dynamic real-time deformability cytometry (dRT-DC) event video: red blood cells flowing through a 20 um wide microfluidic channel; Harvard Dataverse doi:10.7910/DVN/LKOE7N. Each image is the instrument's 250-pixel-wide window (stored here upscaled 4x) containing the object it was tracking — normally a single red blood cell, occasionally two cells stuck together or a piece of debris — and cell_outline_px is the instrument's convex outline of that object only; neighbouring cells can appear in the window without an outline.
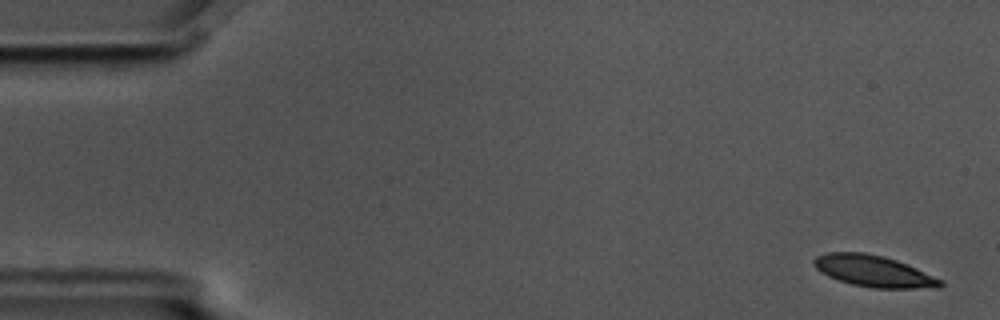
{"species": "common noctule bat (a hibernating species)", "species_latin": "Nyctalus noctula", "temperature_condition": "cold", "stored_images_in_passage": 5, "camera_frame_rate_fps": 3000, "um_per_image_px": 0.085, "animal": {"sex": "male", "body_mass_g": 17.5, "forearm_length_mm": 52.3}, "frame": {"image": 1, "passage_image": 1, "time_ms": 0.0, "image_size_px": [1000, 320], "cell_outline_px": [[944, 284], [940, 288], [872, 288], [852, 284], [828, 276], [820, 272], [812, 264], [812, 260], [816, 256], [828, 252], [864, 252], [884, 256], [908, 264], [944, 280]], "centroid_in_image_um": [74.28, 23.04], "position_along_channel_um": 10.7, "area_um2": 23.41}}